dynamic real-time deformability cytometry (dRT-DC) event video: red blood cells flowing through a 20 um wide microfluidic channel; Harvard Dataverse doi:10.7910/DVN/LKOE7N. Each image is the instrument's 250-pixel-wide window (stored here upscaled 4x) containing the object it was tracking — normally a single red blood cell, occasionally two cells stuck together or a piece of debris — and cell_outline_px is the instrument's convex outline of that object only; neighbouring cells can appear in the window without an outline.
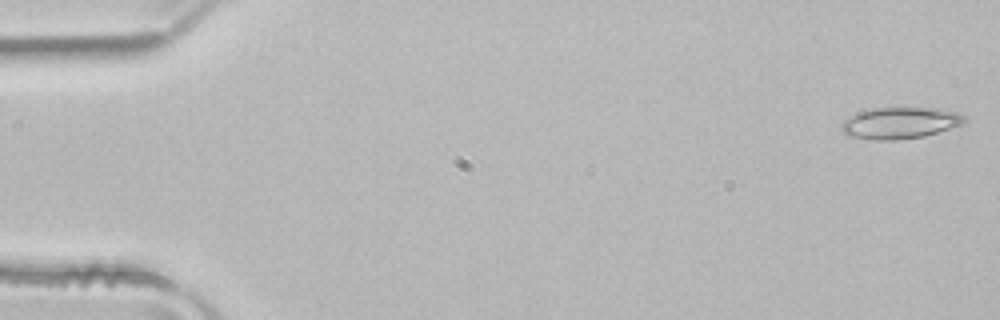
{"species": "common noctule bat (a hibernating species)", "species_latin": "Nyctalus noctula", "temperature_condition": "room temperature", "stored_images_in_passage": 51, "camera_frame_rate_fps": 3000, "um_per_image_px": 0.085, "animal": {"sex": "male", "body_mass_g": 21.5, "forearm_length_mm": 52.0}, "frame": {"image": 1, "passage_image": 1, "time_ms": 0.0, "image_size_px": [1000, 320], "cell_outline_px": [[968, 120], [960, 124], [924, 136], [900, 140], [872, 140], [848, 136], [840, 128], [840, 124], [844, 120], [860, 112], [872, 108], [940, 108], [960, 112]], "centroid_in_image_um": [76.5, 10.45], "position_along_channel_um": 8.5, "area_um2": 22.54}}
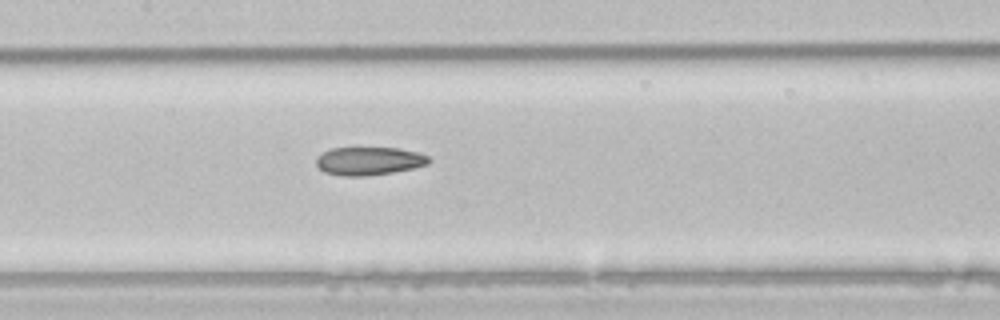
{"frame": {"image": 2, "passage_image": 24, "time_ms": 7.667, "image_size_px": [1000, 320], "cell_outline_px": [[432, 160], [428, 164], [412, 168], [392, 172], [364, 176], [344, 176], [324, 172], [316, 164], [316, 156], [332, 148], [400, 148], [416, 152], [428, 156]], "centroid_in_image_um": [31.36, 13.68], "position_along_channel_um": 176.0, "area_um2": 18.38}}
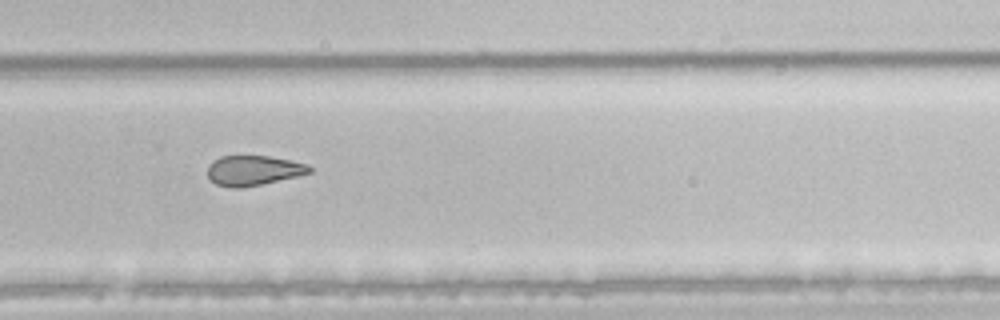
{"frame": {"image": 3, "passage_image": 34, "time_ms": 11.0, "image_size_px": [1000, 320], "cell_outline_px": [[312, 172], [300, 176], [240, 188], [232, 188], [216, 184], [208, 180], [208, 164], [212, 160], [220, 156], [268, 156], [292, 160], [308, 164], [312, 168]], "centroid_in_image_um": [21.54, 14.48], "position_along_channel_um": 308.3, "area_um2": 18.03}, "authors_computed_cell_mechanics": {"area_um2": 21.1548, "velocity_mm_per_s": 3.9882, "shape_relaxation_time_tau1_ms": null, "shape_relaxation_time_tau2_ms": 5.3903, "deformation_change_tau1": null, "deformation_change_tau2": 0.1331}}